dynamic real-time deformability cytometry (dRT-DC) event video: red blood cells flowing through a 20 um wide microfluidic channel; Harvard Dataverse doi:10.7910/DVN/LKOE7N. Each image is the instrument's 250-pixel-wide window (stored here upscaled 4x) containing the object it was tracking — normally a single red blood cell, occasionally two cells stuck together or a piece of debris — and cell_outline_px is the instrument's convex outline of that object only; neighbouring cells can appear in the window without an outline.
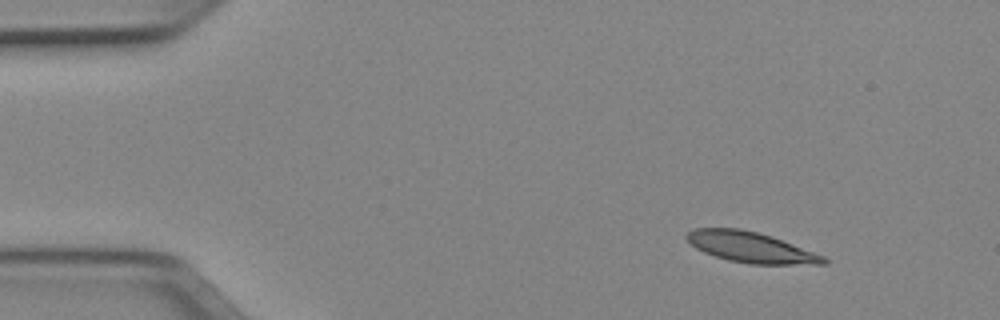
{"species": "Egyptian fruit bat (a non-hibernating species)", "species_latin": "Rousettus aegyptiacus", "temperature_condition": "cold", "stored_images_in_passage": 46, "camera_frame_rate_fps": 3000, "um_per_image_px": 0.085, "animal": {"sex": "female"}, "frame": {"image": 1, "passage_image": 1, "time_ms": 0.0, "image_size_px": [1000, 320], "cell_outline_px": [[828, 264], [748, 264], [728, 260], [704, 252], [696, 248], [684, 236], [688, 232], [696, 228], [740, 228], [772, 236], [824, 256], [828, 260]], "centroid_in_image_um": [63.82, 21.02], "position_along_channel_um": 21.2, "area_um2": 24.22}}
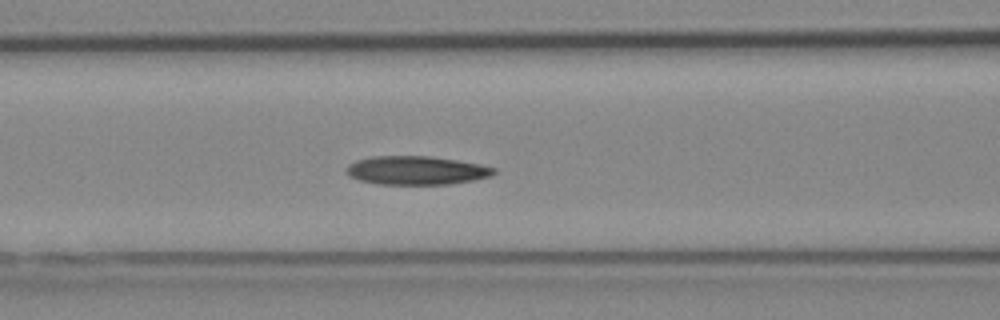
{"frame": {"image": 2, "passage_image": 16, "time_ms": 5.0, "image_size_px": [1000, 320], "cell_outline_px": [[496, 172], [492, 176], [472, 180], [448, 184], [376, 184], [360, 180], [348, 176], [344, 168], [348, 164], [356, 160], [372, 156], [432, 156], [480, 164], [496, 168]], "centroid_in_image_um": [35.36, 14.48], "position_along_channel_um": 131.2, "area_um2": 24.74}}
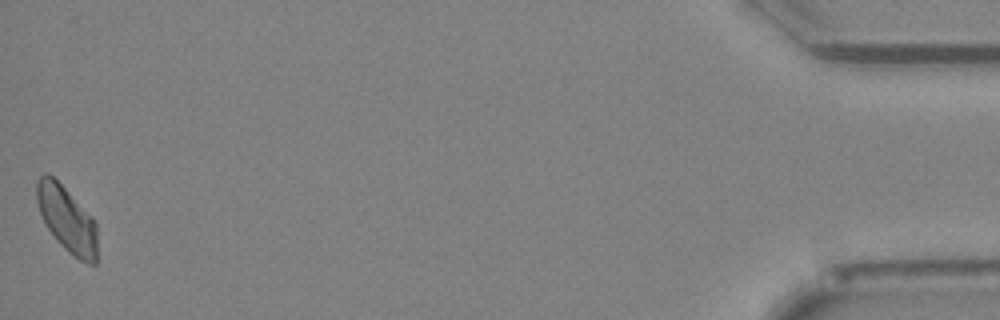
{"frame": {"image": 3, "passage_image": 46, "time_ms": 15.0, "image_size_px": [1000, 320], "cell_outline_px": [[96, 264], [88, 264], [80, 260], [68, 252], [56, 240], [48, 228], [40, 212], [36, 200], [36, 180], [44, 172], [48, 172], [92, 216], [96, 224]], "centroid_in_image_um": [5.67, 18.63], "position_along_channel_um": 429.5, "area_um2": 22.95}, "authors_computed_cell_mechanics": {"area_um2": 24.3049, "velocity_mm_per_s": 3.9248, "shape_relaxation_time_tau1_ms": 4.4792, "shape_relaxation_time_tau2_ms": null, "deformation_change_tau1": 0.1074, "deformation_change_tau2": null}}